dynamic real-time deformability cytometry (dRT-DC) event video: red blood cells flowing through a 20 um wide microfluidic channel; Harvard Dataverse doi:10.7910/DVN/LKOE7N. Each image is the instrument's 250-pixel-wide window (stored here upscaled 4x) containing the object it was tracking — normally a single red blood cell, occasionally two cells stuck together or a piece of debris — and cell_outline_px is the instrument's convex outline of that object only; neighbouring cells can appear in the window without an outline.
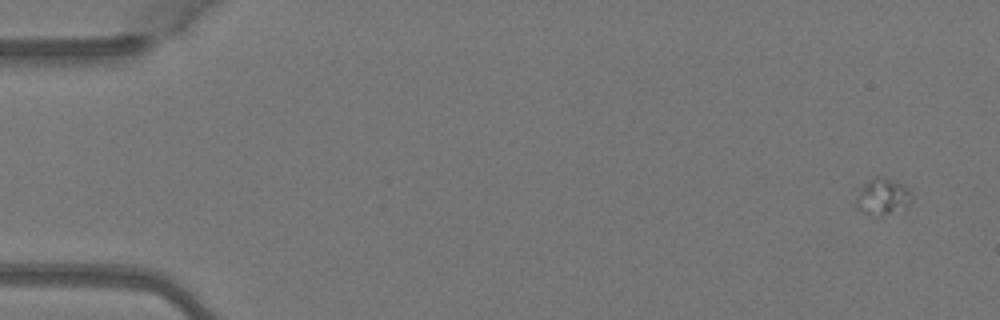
{"species": "Egyptian fruit bat (a non-hibernating species)", "species_latin": "Rousettus aegyptiacus", "temperature_condition": "warm", "stored_images_in_passage": 7, "camera_frame_rate_fps": 3000, "um_per_image_px": 0.085, "animal": {"sex": "female"}, "frame": {"image": 1, "passage_image": 1, "time_ms": 0.0, "image_size_px": [1000, 320], "cell_outline_px": [[912, 200], [908, 204], [888, 212], [864, 212], [856, 208], [856, 188], [868, 180], [876, 176], [880, 176], [892, 180], [908, 188], [912, 192]], "centroid_in_image_um": [74.96, 16.62], "position_along_channel_um": 10.0, "area_um2": 11.27}}